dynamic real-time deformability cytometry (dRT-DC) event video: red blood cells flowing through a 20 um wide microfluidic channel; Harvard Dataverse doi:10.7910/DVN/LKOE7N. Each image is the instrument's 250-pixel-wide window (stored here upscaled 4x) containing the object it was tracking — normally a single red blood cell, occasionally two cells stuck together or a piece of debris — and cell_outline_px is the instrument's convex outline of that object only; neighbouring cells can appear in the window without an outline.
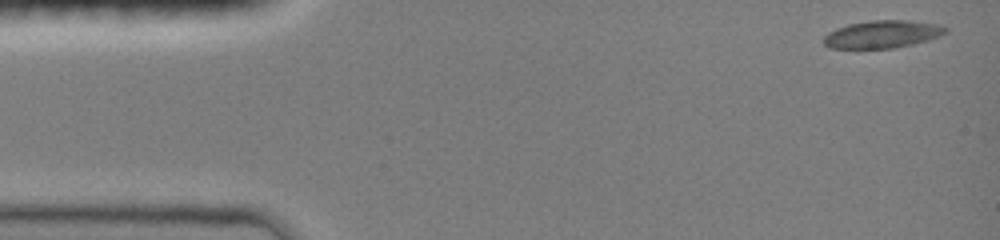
{"species": "common noctule bat (a hibernating species)", "species_latin": "Nyctalus noctula", "temperature_condition": "room temperature", "stored_images_in_passage": 20, "camera_frame_rate_fps": 3000, "um_per_image_px": 0.085, "animal": {"sex": "female", "body_mass_g": 19.0, "forearm_length_mm": 51.5}, "frame": {"image": 1, "passage_image": 1, "time_ms": 0.0, "image_size_px": [1000, 240], "cell_outline_px": [[948, 28], [940, 36], [928, 40], [912, 44], [892, 48], [828, 48], [824, 44], [824, 36], [828, 32], [836, 28], [848, 24], [872, 20], [908, 20], [940, 24]], "centroid_in_image_um": [74.99, 2.9], "position_along_channel_um": 10.0, "area_um2": 19.59}}
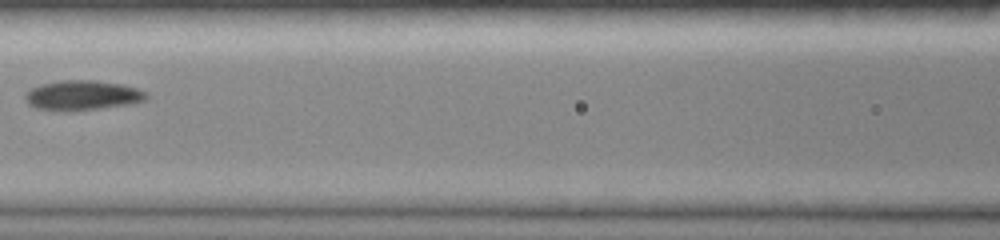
{"frame": {"image": 2, "passage_image": 12, "time_ms": 6.333, "image_size_px": [1000, 240], "cell_outline_px": [[148, 96], [144, 100], [132, 104], [68, 112], [64, 112], [36, 108], [28, 104], [24, 100], [24, 96], [32, 88], [40, 84], [60, 80], [92, 80], [120, 84], [136, 88], [144, 92]], "centroid_in_image_um": [6.95, 8.12], "position_along_channel_um": 159.6, "area_um2": 21.1}}
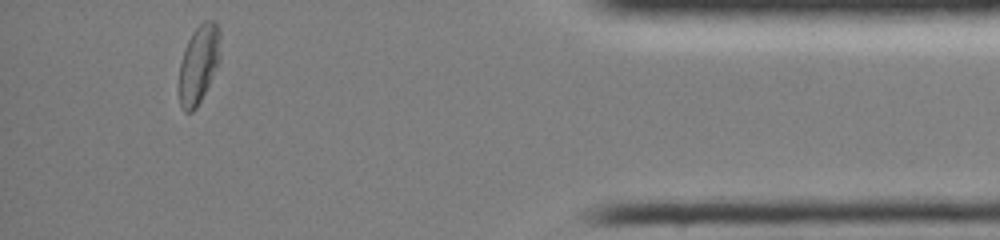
{"frame": {"image": 3, "passage_image": 20, "time_ms": 13.667, "image_size_px": [1000, 240], "cell_outline_px": [[220, 60], [196, 108], [192, 112], [184, 112], [180, 104], [180, 60], [184, 48], [192, 32], [204, 20], [216, 20], [220, 28]], "centroid_in_image_um": [16.91, 5.38], "position_along_channel_um": 418.3, "area_um2": 18.79}, "authors_computed_cell_mechanics": {"area_um2": 19.6809, "velocity_mm_per_s": 4.0602, "shape_relaxation_time_tau1_ms": 9.4741, "shape_relaxation_time_tau2_ms": 2.1803, "deformation_change_tau1": 0.2039, "deformation_change_tau2": 0.0505}}